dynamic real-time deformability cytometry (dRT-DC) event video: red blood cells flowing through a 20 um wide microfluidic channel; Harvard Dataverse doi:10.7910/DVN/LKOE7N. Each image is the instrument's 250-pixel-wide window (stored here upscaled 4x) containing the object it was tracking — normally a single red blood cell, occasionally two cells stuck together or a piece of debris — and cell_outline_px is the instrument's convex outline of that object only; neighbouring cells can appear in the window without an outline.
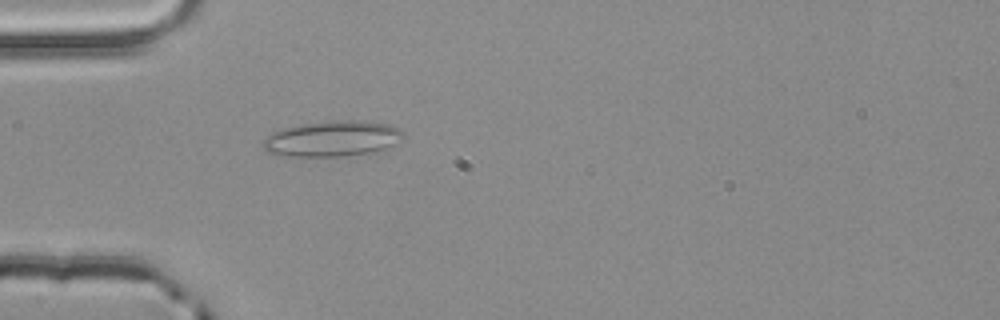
{"species": "common noctule bat (a hibernating species)", "species_latin": "Nyctalus noctula", "temperature_condition": "room temperature", "stored_images_in_passage": 38, "camera_frame_rate_fps": 3000, "um_per_image_px": 0.085, "animal": {"sex": "male", "body_mass_g": 20.4}, "frame": {"image": 1, "passage_image": 1, "time_ms": 0.0, "image_size_px": [1000, 320], "cell_outline_px": [[404, 136], [392, 144], [384, 148], [368, 152], [348, 156], [276, 156], [268, 152], [264, 148], [264, 140], [272, 132], [284, 128], [300, 124], [340, 120], [368, 120], [388, 124], [400, 128], [404, 132]], "centroid_in_image_um": [28.24, 11.78], "position_along_channel_um": 56.8, "area_um2": 29.02}}
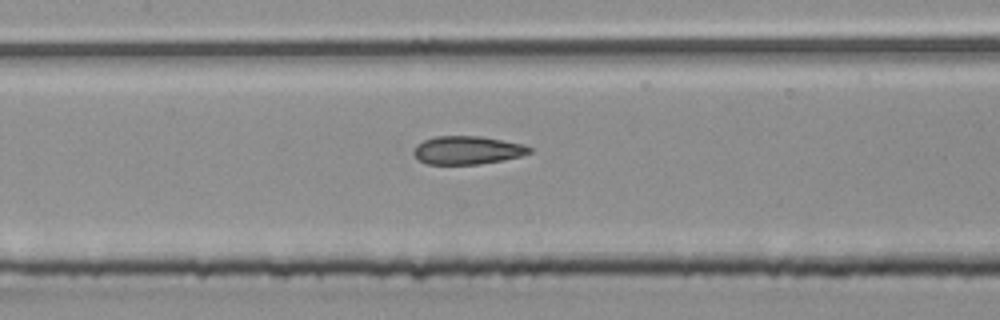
{"frame": {"image": 2, "passage_image": 10, "time_ms": 3.0, "image_size_px": [1000, 320], "cell_outline_px": [[532, 152], [520, 156], [480, 164], [428, 164], [420, 160], [412, 152], [412, 148], [416, 144], [424, 140], [436, 136], [480, 136], [524, 144], [532, 148]], "centroid_in_image_um": [39.71, 12.76], "position_along_channel_um": 167.7, "area_um2": 19.02}}
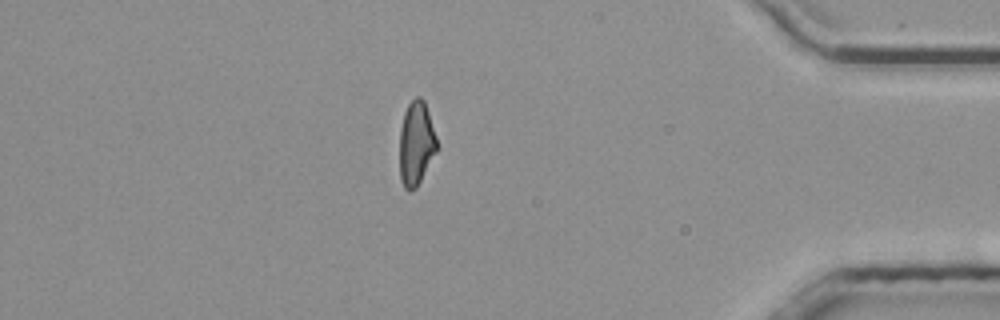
{"frame": {"image": 3, "passage_image": 31, "time_ms": 10.0, "image_size_px": [1000, 320], "cell_outline_px": [[436, 152], [416, 188], [412, 192], [408, 192], [404, 188], [400, 180], [400, 128], [404, 112], [408, 104], [416, 96], [420, 96], [424, 100], [436, 136]], "centroid_in_image_um": [35.35, 12.21], "position_along_channel_um": 399.8, "area_um2": 18.21}, "authors_computed_cell_mechanics": {"area_um2": 19.0162, "velocity_mm_per_s": 3.8837, "shape_relaxation_time_tau1_ms": null, "shape_relaxation_time_tau2_ms": 2.1122, "deformation_change_tau1": null, "deformation_change_tau2": 0.1114}}